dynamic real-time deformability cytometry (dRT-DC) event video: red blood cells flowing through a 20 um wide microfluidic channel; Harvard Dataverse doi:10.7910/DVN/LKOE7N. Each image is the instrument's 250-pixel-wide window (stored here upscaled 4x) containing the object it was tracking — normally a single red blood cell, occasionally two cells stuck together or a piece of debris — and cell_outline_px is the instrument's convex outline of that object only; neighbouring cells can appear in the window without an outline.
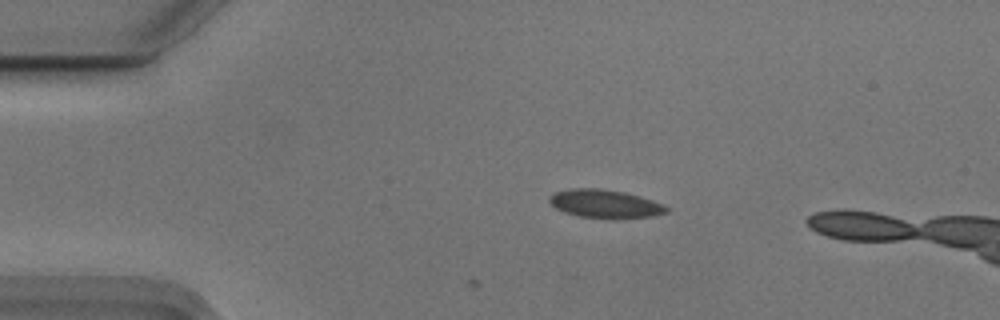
{"species": "Egyptian fruit bat (a non-hibernating species)", "species_latin": "Rousettus aegyptiacus", "temperature_condition": "cold", "stored_images_in_passage": 2, "camera_frame_rate_fps": 3000, "um_per_image_px": 0.085, "animal": {"sex": "male"}, "frame": {"image": 1, "passage_image": 2, "time_ms": 0.333, "image_size_px": [1000, 320], "cell_outline_px": [[668, 212], [652, 216], [616, 220], [580, 216], [564, 212], [556, 208], [548, 200], [548, 196], [556, 192], [568, 188], [600, 188], [624, 192], [640, 196], [652, 200], [668, 208]], "centroid_in_image_um": [51.41, 17.33], "position_along_channel_um": 33.6, "area_um2": 19.54}}